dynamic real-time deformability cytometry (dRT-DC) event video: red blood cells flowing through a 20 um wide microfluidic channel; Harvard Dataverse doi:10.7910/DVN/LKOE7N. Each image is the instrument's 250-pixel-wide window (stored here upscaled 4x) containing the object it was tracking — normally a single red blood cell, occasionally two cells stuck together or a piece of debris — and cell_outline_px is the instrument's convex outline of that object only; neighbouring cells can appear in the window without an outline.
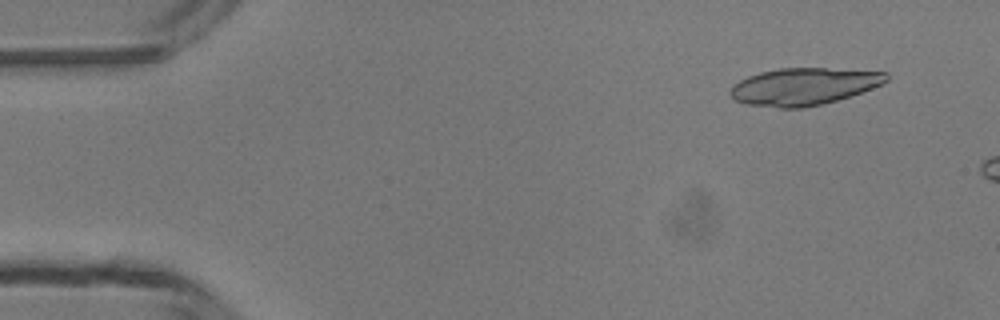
{"species": "common noctule bat (a hibernating species)", "species_latin": "Nyctalus noctula", "temperature_condition": "room temperature", "stored_images_in_passage": 9, "camera_frame_rate_fps": 3000, "um_per_image_px": 0.085, "animal": {"sex": "male", "body_mass_g": 13.3}, "frame": {"image": 1, "passage_image": 4, "time_ms": 1.0, "image_size_px": [1000, 320], "cell_outline_px": [[888, 80], [872, 88], [836, 100], [804, 108], [780, 108], [744, 104], [736, 100], [728, 92], [740, 80], [748, 76], [760, 72], [780, 68], [824, 68], [888, 72]], "centroid_in_image_um": [68.3, 7.35], "position_along_channel_um": 16.7, "area_um2": 33.47}}